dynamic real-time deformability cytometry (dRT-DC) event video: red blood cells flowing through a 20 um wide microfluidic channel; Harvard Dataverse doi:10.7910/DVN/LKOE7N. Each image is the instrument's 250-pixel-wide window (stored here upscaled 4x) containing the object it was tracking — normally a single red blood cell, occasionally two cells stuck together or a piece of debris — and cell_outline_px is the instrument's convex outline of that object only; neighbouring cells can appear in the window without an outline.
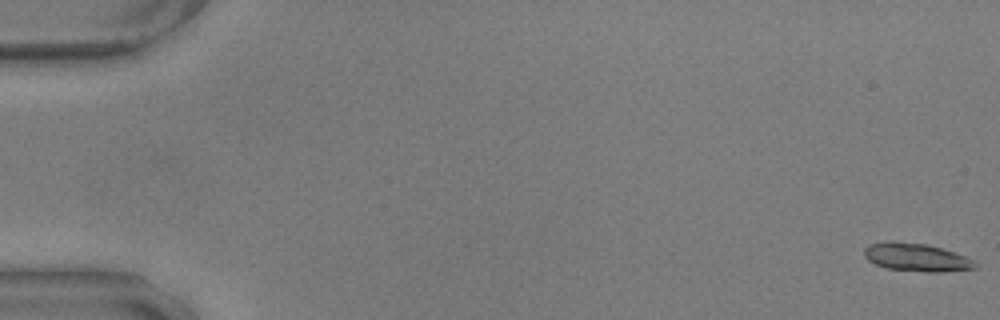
{"species": "common noctule bat (a hibernating species)", "species_latin": "Nyctalus noctula", "temperature_condition": "warm", "stored_images_in_passage": 18, "camera_frame_rate_fps": 3000, "um_per_image_px": 0.085, "animal": {"sex": "male", "body_mass_g": 17.9, "forearm_length_mm": 54.2}, "frame": {"image": 1, "passage_image": 1, "time_ms": 0.0, "image_size_px": [1000, 320], "cell_outline_px": [[980, 264], [976, 268], [940, 272], [924, 272], [888, 268], [876, 264], [868, 260], [864, 256], [864, 248], [868, 244], [884, 240], [892, 240], [924, 244], [940, 248], [964, 256]], "centroid_in_image_um": [77.85, 21.86], "position_along_channel_um": 7.2, "area_um2": 18.15}}